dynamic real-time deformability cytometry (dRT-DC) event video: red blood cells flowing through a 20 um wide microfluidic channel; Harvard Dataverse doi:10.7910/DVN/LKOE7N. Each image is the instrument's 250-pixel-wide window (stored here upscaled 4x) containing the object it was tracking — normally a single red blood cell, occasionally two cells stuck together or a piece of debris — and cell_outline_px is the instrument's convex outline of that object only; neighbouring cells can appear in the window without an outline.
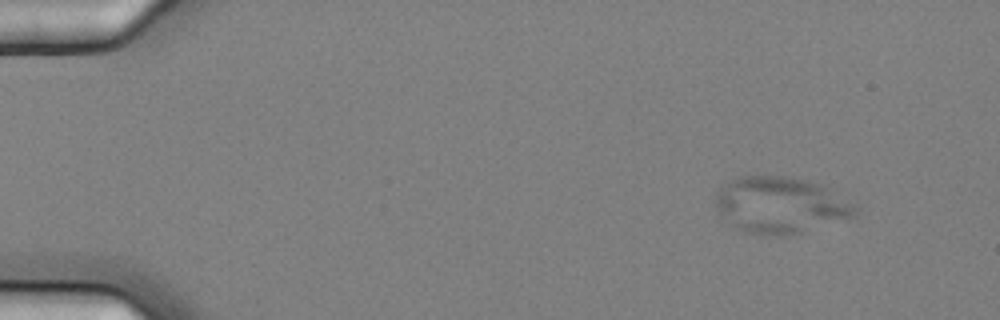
{"species": "common noctule bat (a hibernating species)", "species_latin": "Nyctalus noctula", "temperature_condition": "cold", "stored_images_in_passage": 9, "camera_frame_rate_fps": 3000, "um_per_image_px": 0.085, "animal": {"sex": "female", "body_mass_g": 25.1}, "frame": {"image": 1, "passage_image": 1, "time_ms": 0.0, "image_size_px": [1000, 320], "cell_outline_px": [[856, 216], [800, 232], [776, 236], [748, 232], [732, 224], [720, 216], [716, 208], [716, 192], [720, 184], [740, 176], [784, 176], [804, 180], [820, 184], [856, 204]], "centroid_in_image_um": [66.3, 17.41], "position_along_channel_um": 18.7, "area_um2": 45.49}}
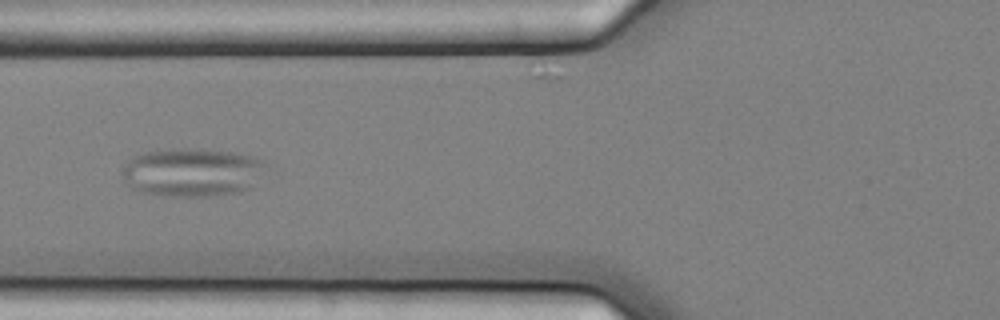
{"frame": {"image": 2, "passage_image": 6, "time_ms": 1.667, "image_size_px": [1000, 320], "cell_outline_px": [[264, 164], [248, 188], [240, 192], [212, 196], [164, 196], [140, 192], [124, 184], [120, 172], [124, 164], [128, 160], [144, 152], [172, 148], [196, 148], [232, 152], [252, 156], [264, 160]], "centroid_in_image_um": [16.2, 14.64], "position_along_channel_um": 109.6, "area_um2": 40.52}}
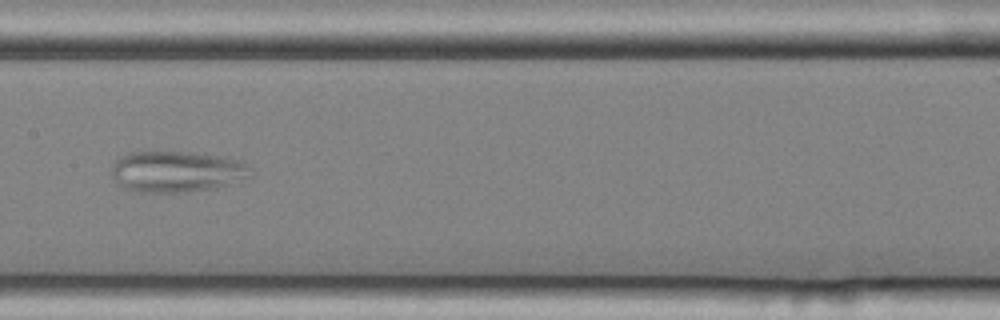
{"frame": {"image": 3, "passage_image": 8, "time_ms": 2.333, "image_size_px": [1000, 320], "cell_outline_px": [[252, 176], [216, 188], [180, 192], [140, 192], [124, 188], [112, 176], [112, 168], [116, 160], [120, 156], [128, 152], [152, 148], [204, 152], [244, 160], [252, 168]], "centroid_in_image_um": [15.05, 14.5], "position_along_channel_um": 192.3, "area_um2": 34.85}}